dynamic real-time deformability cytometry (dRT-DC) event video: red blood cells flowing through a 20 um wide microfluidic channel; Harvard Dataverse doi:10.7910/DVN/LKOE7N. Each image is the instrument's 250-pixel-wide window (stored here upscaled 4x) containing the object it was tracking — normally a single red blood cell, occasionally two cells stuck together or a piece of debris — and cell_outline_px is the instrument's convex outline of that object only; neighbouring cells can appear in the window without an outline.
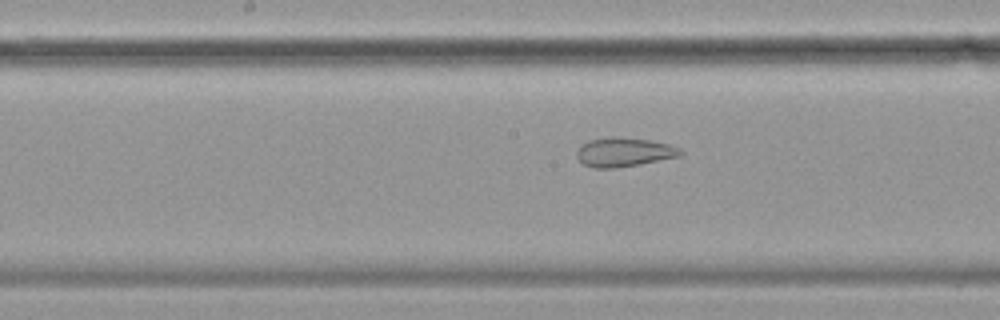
{"species": "common noctule bat (a hibernating species)", "species_latin": "Nyctalus noctula", "temperature_condition": "cold", "stored_images_in_passage": 53, "camera_frame_rate_fps": 3000, "um_per_image_px": 0.085, "animal": {"sex": "female", "body_mass_g": 19.9}, "frame": {"image": 1, "passage_image": 27, "time_ms": 8.667, "image_size_px": [1000, 320], "cell_outline_px": [[684, 152], [680, 156], [640, 164], [616, 168], [592, 168], [584, 164], [576, 156], [576, 152], [580, 144], [588, 140], [612, 136], [616, 136], [648, 140], [668, 144], [680, 148]], "centroid_in_image_um": [53.01, 12.93], "position_along_channel_um": 195.2, "area_um2": 17.69}}
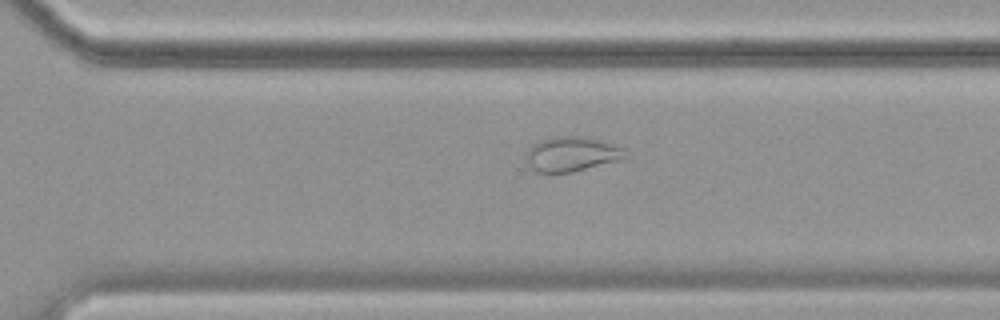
{"frame": {"image": 2, "passage_image": 38, "time_ms": 12.333, "image_size_px": [1000, 320], "cell_outline_px": [[632, 156], [624, 160], [572, 172], [536, 172], [524, 160], [524, 152], [536, 140], [552, 136], [584, 136], [624, 148]], "centroid_in_image_um": [48.59, 13.09], "position_along_channel_um": 322.0, "area_um2": 20.75}}
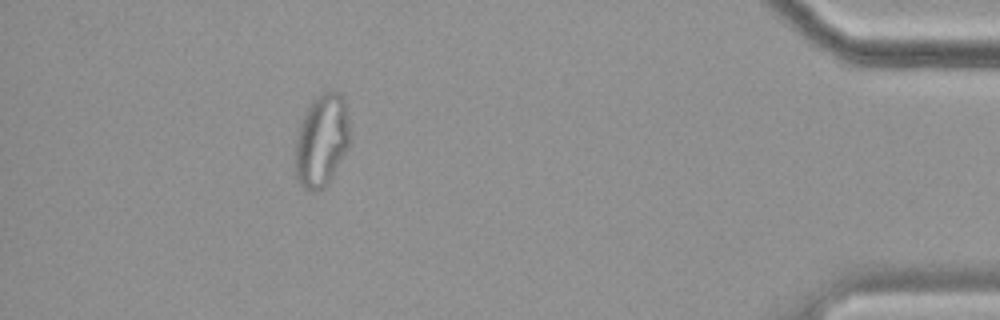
{"frame": {"image": 3, "passage_image": 50, "time_ms": 16.333, "image_size_px": [1000, 320], "cell_outline_px": [[348, 148], [328, 184], [324, 188], [316, 192], [312, 192], [304, 188], [296, 180], [296, 136], [300, 124], [312, 100], [316, 96], [324, 92], [340, 92], [344, 100], [348, 120]], "centroid_in_image_um": [27.33, 11.98], "position_along_channel_um": 407.9, "area_um2": 29.19}}